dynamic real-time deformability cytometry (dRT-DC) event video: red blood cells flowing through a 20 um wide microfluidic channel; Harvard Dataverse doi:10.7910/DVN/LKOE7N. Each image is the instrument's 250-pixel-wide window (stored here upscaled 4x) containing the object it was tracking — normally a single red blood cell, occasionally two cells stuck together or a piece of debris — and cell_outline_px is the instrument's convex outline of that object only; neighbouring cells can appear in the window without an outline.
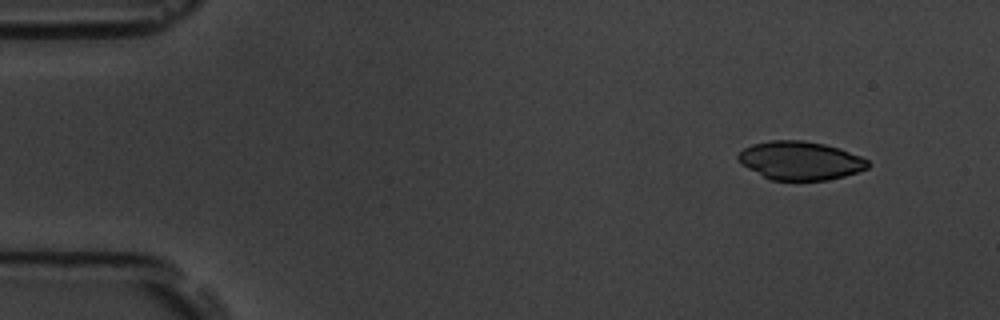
{"species": "common noctule bat (a hibernating species)", "species_latin": "Nyctalus noctula", "temperature_condition": "room temperature", "stored_images_in_passage": 5, "segment_of_instrument_passage": [1, 2], "camera_frame_rate_fps": 3000, "um_per_image_px": 0.085, "animal": {"sex": "male", "body_mass_g": 19.5, "forearm_length_mm": 54.6}, "frame": {"image": 1, "passage_image": 1, "time_ms": 0.0, "image_size_px": [1000, 320], "cell_outline_px": [[868, 168], [844, 176], [828, 180], [768, 180], [740, 164], [736, 160], [736, 156], [744, 148], [752, 144], [768, 140], [804, 140], [824, 144], [840, 148], [860, 156], [868, 160]], "centroid_in_image_um": [67.97, 13.65], "position_along_channel_um": 17.0, "area_um2": 29.36}}